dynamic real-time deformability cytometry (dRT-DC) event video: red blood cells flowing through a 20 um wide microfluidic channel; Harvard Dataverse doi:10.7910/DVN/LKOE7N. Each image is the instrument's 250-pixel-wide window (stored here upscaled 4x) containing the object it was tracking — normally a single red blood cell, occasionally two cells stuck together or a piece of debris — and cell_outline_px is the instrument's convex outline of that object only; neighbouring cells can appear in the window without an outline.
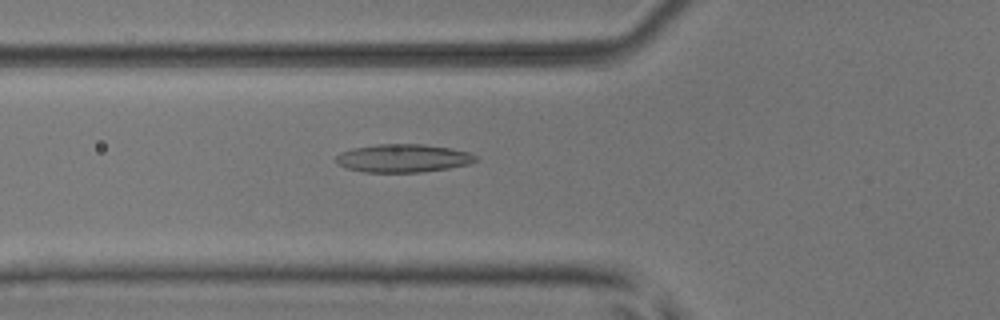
{"species": "common noctule bat (a hibernating species)", "species_latin": "Nyctalus noctula", "temperature_condition": "room temperature", "stored_images_in_passage": 41, "camera_frame_rate_fps": 3000, "um_per_image_px": 0.085, "animal": {"sex": "male", "body_mass_g": 17.9, "forearm_length_mm": 54.2}, "frame": {"image": 1, "passage_image": 8, "time_ms": 2.333, "image_size_px": [1000, 320], "cell_outline_px": [[480, 156], [476, 160], [468, 164], [448, 168], [420, 172], [364, 172], [348, 168], [336, 164], [336, 156], [340, 152], [352, 148], [376, 144], [424, 144], [452, 148], [468, 152]], "centroid_in_image_um": [34.26, 13.44], "position_along_channel_um": 91.5, "area_um2": 23.0}}
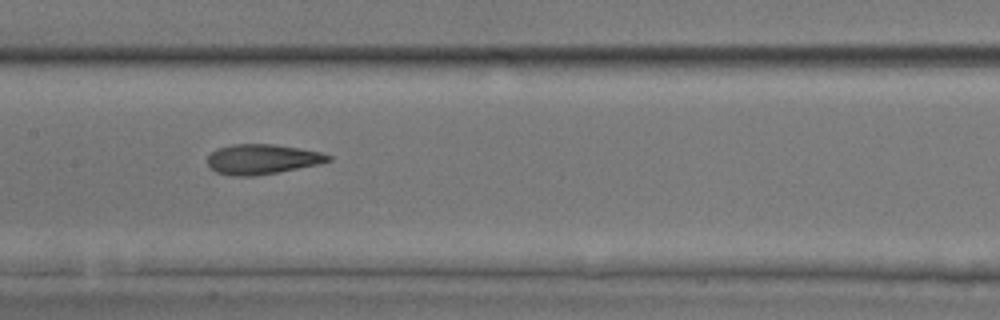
{"frame": {"image": 2, "passage_image": 15, "time_ms": 4.667, "image_size_px": [1000, 320], "cell_outline_px": [[332, 160], [316, 164], [276, 172], [252, 176], [232, 176], [216, 172], [208, 164], [208, 156], [216, 148], [232, 144], [272, 144], [300, 148], [320, 152], [332, 156]], "centroid_in_image_um": [22.25, 13.52], "position_along_channel_um": 185.1, "area_um2": 20.87}}
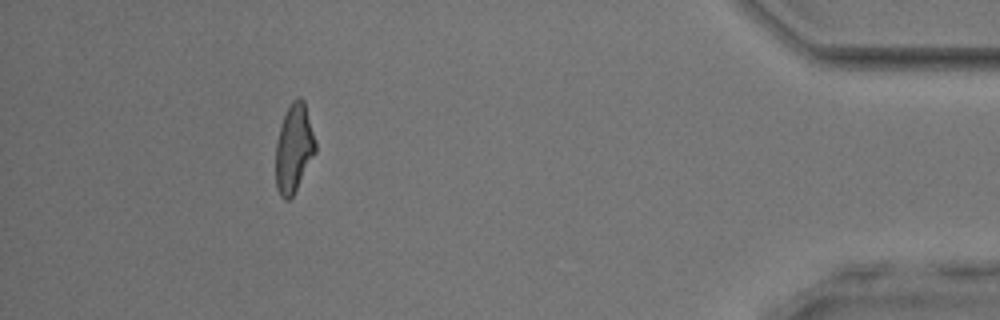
{"frame": {"image": 3, "passage_image": 36, "time_ms": 11.667, "image_size_px": [1000, 320], "cell_outline_px": [[316, 152], [292, 196], [288, 200], [284, 200], [280, 196], [276, 188], [276, 140], [284, 116], [292, 100], [296, 96], [300, 96], [304, 100], [316, 140]], "centroid_in_image_um": [24.99, 12.58], "position_along_channel_um": 410.2, "area_um2": 20.46}}